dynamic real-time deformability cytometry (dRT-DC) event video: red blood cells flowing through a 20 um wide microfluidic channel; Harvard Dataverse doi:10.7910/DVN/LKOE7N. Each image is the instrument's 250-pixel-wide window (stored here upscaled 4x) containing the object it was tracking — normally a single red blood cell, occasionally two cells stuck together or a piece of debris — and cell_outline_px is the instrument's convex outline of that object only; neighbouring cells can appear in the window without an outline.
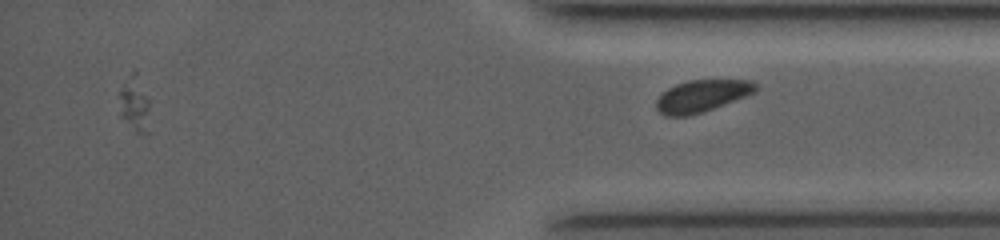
{"species": "common noctule bat (a hibernating species)", "species_latin": "Nyctalus noctula", "temperature_condition": "room temperature", "stored_images_in_passage": 43, "camera_frame_rate_fps": 4000, "um_per_image_px": 0.085, "animal": {"sex": "female", "body_mass_g": 19.0, "forearm_length_mm": 53.3}, "frame": {"image": 1, "passage_image": 43, "time_ms": 15.0, "image_size_px": [1000, 240], "cell_outline_px": [[760, 88], [756, 92], [704, 112], [688, 116], [664, 116], [656, 108], [656, 100], [668, 88], [676, 84], [688, 80], [752, 80]], "centroid_in_image_um": [59.68, 8.16], "position_along_channel_um": 375.5, "area_um2": 18.61}}